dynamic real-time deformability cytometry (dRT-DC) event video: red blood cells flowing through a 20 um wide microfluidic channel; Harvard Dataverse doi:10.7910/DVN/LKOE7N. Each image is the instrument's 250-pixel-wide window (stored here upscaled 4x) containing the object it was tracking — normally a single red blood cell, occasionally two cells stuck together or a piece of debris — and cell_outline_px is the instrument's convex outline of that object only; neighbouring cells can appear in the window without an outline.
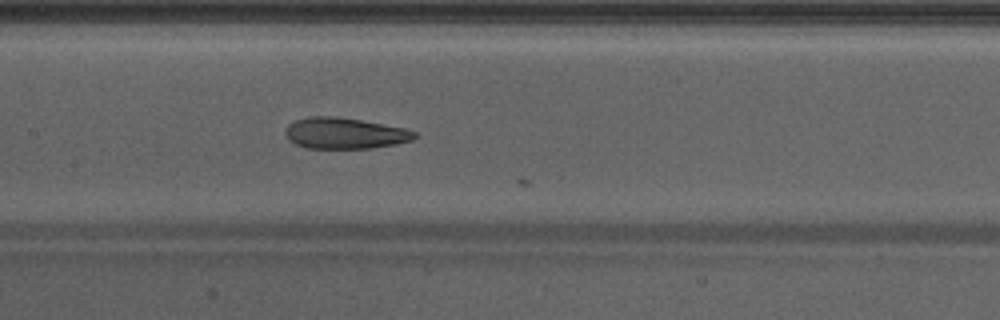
{"species": "Egyptian fruit bat (a non-hibernating species)", "species_latin": "Rousettus aegyptiacus", "temperature_condition": "warm", "stored_images_in_passage": 24, "camera_frame_rate_fps": 3000, "um_per_image_px": 0.085, "animal": {"sex": "male"}, "frame": {"image": 1, "passage_image": 23, "time_ms": 7.333, "image_size_px": [1000, 320], "cell_outline_px": [[416, 136], [412, 140], [396, 144], [372, 148], [308, 148], [296, 144], [288, 140], [284, 132], [288, 124], [296, 120], [312, 116], [336, 116], [360, 120], [404, 128], [416, 132]], "centroid_in_image_um": [29.28, 11.33], "position_along_channel_um": 178.1, "area_um2": 23.29}}